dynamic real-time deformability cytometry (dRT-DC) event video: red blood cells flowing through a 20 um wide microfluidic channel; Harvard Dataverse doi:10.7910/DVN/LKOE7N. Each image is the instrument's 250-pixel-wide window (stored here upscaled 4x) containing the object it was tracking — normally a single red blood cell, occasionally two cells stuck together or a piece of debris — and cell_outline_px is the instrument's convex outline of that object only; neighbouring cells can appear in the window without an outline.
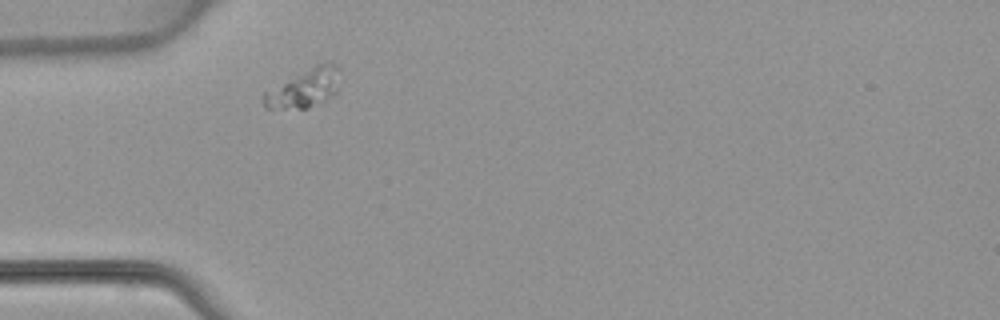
{"species": "common noctule bat (a hibernating species)", "species_latin": "Nyctalus noctula", "temperature_condition": "warm", "stored_images_in_passage": 1, "camera_frame_rate_fps": 3000, "um_per_image_px": 0.085, "animal": {"sex": "female", "body_mass_g": 22.7, "forearm_length_mm": 54.2}, "frame": {"image": 1, "passage_image": 1, "time_ms": 0.0, "image_size_px": [1000, 320], "cell_outline_px": [[340, 68], [336, 92], [332, 96], [308, 108], [264, 108], [264, 92], [316, 64], [324, 60], [336, 64]], "centroid_in_image_um": [25.91, 7.46], "position_along_channel_um": 59.1, "area_um2": 16.88}}